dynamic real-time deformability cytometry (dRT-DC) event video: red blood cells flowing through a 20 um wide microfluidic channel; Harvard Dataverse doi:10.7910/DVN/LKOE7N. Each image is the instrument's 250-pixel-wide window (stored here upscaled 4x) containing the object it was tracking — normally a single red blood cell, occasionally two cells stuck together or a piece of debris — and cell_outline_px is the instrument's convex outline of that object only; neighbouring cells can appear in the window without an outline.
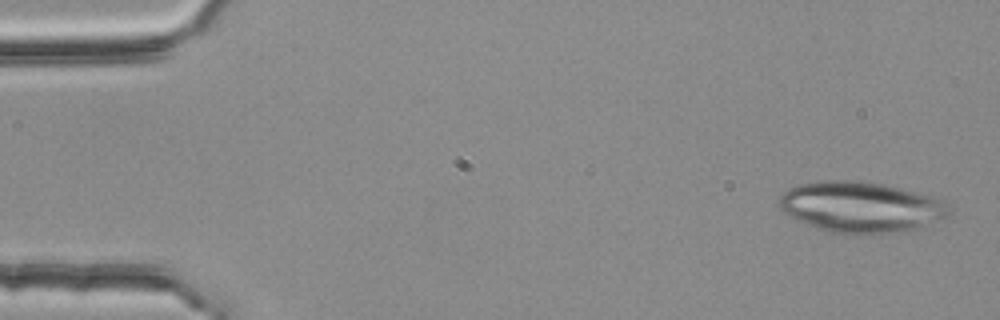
{"species": "common noctule bat (a hibernating species)", "species_latin": "Nyctalus noctula", "temperature_condition": "room temperature", "stored_images_in_passage": 53, "camera_frame_rate_fps": 3000, "um_per_image_px": 0.085, "animal": {"sex": "female", "body_mass_g": 25.1}, "frame": {"image": 1, "passage_image": 2, "time_ms": 0.333, "image_size_px": [1000, 320], "cell_outline_px": [[952, 212], [948, 216], [900, 232], [832, 232], [820, 228], [788, 216], [780, 208], [780, 196], [784, 192], [800, 184], [824, 180], [856, 180], [884, 184], [932, 196], [944, 200], [948, 204]], "centroid_in_image_um": [73.18, 17.56], "position_along_channel_um": 11.8, "area_um2": 49.13}}
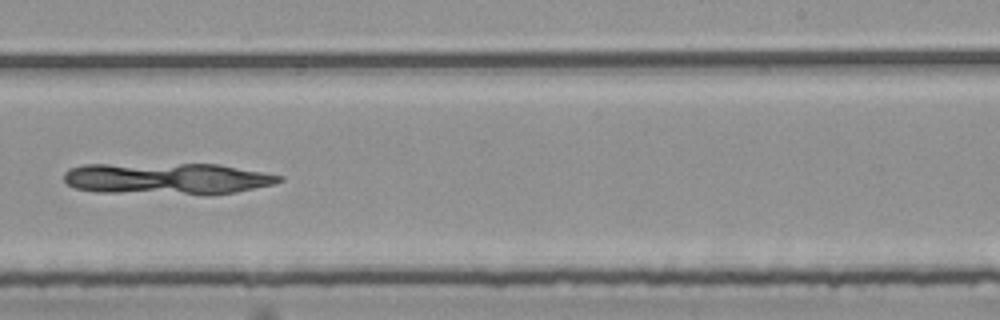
{"frame": {"image": 2, "passage_image": 33, "time_ms": 10.667, "image_size_px": [1000, 320], "cell_outline_px": [[284, 180], [272, 184], [236, 192], [208, 196], [204, 196], [96, 192], [76, 188], [68, 184], [64, 180], [64, 172], [68, 168], [84, 164], [216, 164], [284, 176]], "centroid_in_image_um": [14.18, 15.21], "position_along_channel_um": 274.8, "area_um2": 40.4}}
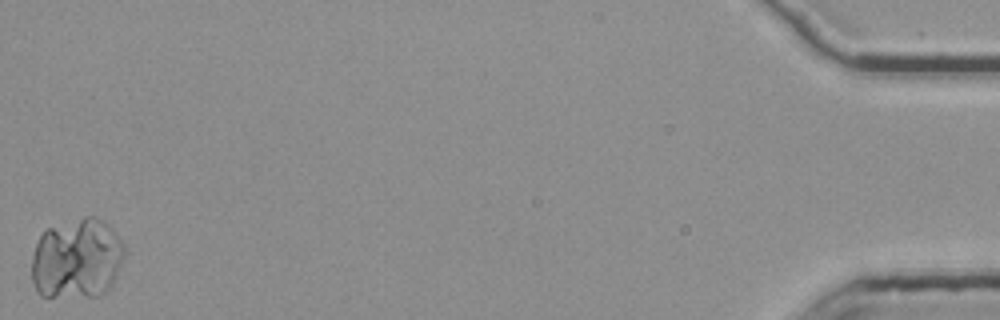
{"frame": {"image": 3, "passage_image": 53, "time_ms": 17.333, "image_size_px": [1000, 320], "cell_outline_px": [[124, 256], [116, 276], [112, 284], [100, 296], [40, 296], [36, 292], [32, 280], [32, 256], [36, 244], [40, 236], [48, 228], [84, 216], [96, 216], [104, 220], [112, 228], [124, 244]], "centroid_in_image_um": [6.54, 21.98], "position_along_channel_um": 428.7, "area_um2": 43.64}}